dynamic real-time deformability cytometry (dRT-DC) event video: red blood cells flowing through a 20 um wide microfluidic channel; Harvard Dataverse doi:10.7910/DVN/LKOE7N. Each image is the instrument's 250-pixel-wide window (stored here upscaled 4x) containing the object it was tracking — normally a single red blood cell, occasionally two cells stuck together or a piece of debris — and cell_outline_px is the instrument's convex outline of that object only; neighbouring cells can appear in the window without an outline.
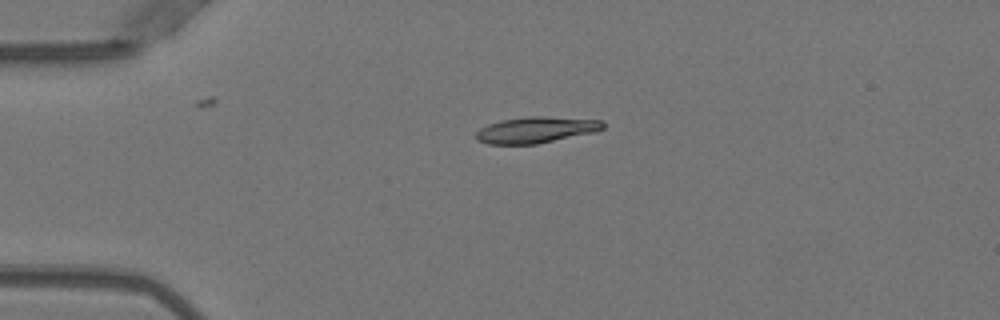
{"species": "Egyptian fruit bat (a non-hibernating species)", "species_latin": "Rousettus aegyptiacus", "temperature_condition": "warm", "stored_images_in_passage": 8, "camera_frame_rate_fps": 3000, "um_per_image_px": 0.085, "animal": {"sex": "female"}, "frame": {"image": 1, "passage_image": 1, "time_ms": 0.0, "image_size_px": [1000, 320], "cell_outline_px": [[604, 128], [596, 132], [536, 144], [488, 144], [476, 140], [476, 132], [480, 128], [488, 124], [500, 120], [528, 116], [544, 116], [604, 120]], "centroid_in_image_um": [45.57, 11.03], "position_along_channel_um": 39.4, "area_um2": 19.54}}
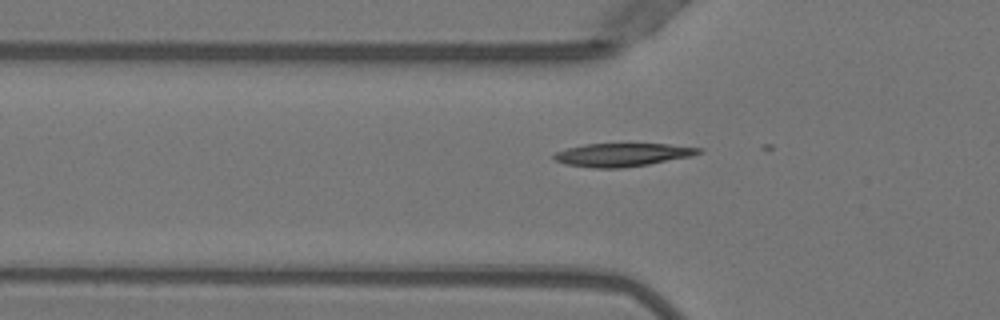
{"frame": {"image": 2, "passage_image": 6, "time_ms": 1.667, "image_size_px": [1000, 320], "cell_outline_px": [[704, 152], [692, 156], [648, 164], [620, 168], [592, 168], [564, 164], [556, 160], [552, 156], [556, 152], [568, 148], [584, 144], [668, 144], [704, 148]], "centroid_in_image_um": [52.93, 13.15], "position_along_channel_um": 72.9, "area_um2": 19.59}}